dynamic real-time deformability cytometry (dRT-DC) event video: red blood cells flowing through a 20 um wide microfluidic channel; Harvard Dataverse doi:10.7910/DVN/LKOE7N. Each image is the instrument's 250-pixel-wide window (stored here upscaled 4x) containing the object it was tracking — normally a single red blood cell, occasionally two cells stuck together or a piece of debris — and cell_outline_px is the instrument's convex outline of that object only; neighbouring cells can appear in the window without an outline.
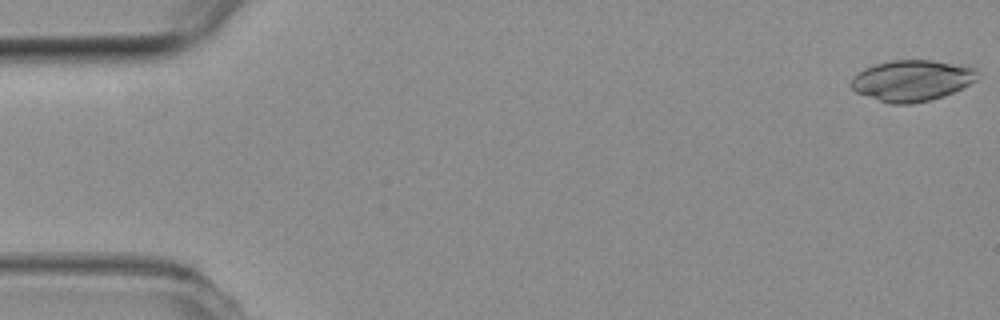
{"species": "common noctule bat (a hibernating species)", "species_latin": "Nyctalus noctula", "temperature_condition": "room temperature", "stored_images_in_passage": 50, "camera_frame_rate_fps": 3000, "um_per_image_px": 0.085, "animal": {"sex": "female", "body_mass_g": 19.3, "forearm_length_mm": 54.1}, "frame": {"image": 1, "passage_image": 1, "time_ms": 0.0, "image_size_px": [1000, 320], "cell_outline_px": [[976, 80], [952, 92], [928, 100], [912, 104], [888, 104], [856, 92], [852, 88], [852, 80], [864, 68], [876, 64], [892, 60], [932, 60], [972, 68], [976, 72]], "centroid_in_image_um": [77.46, 6.85], "position_along_channel_um": 7.5, "area_um2": 29.48}}